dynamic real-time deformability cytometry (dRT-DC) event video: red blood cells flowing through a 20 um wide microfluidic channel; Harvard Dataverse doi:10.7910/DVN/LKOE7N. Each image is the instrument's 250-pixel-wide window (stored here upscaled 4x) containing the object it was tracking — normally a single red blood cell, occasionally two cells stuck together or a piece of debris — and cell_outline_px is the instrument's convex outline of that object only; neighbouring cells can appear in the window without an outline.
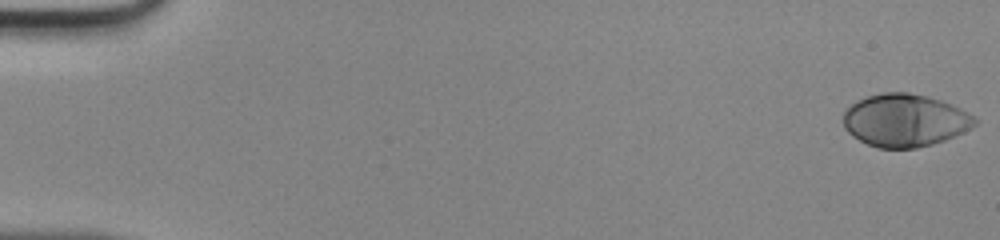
{"species": "human", "species_latin": "Homo sapiens", "temperature_condition": "room temperature", "stored_images_in_passage": 48, "camera_frame_rate_fps": 3000, "um_per_image_px": 0.085, "donor": {"sex": "male"}, "frame": {"image": 1, "passage_image": 1, "time_ms": 0.0, "image_size_px": [1000, 240], "cell_outline_px": [[976, 124], [972, 128], [964, 132], [944, 140], [932, 144], [916, 148], [876, 148], [852, 136], [844, 128], [844, 112], [852, 104], [868, 96], [884, 92], [908, 92], [940, 100], [960, 108], [976, 116]], "centroid_in_image_um": [76.93, 10.24], "position_along_channel_um": 8.1, "area_um2": 40.23}}
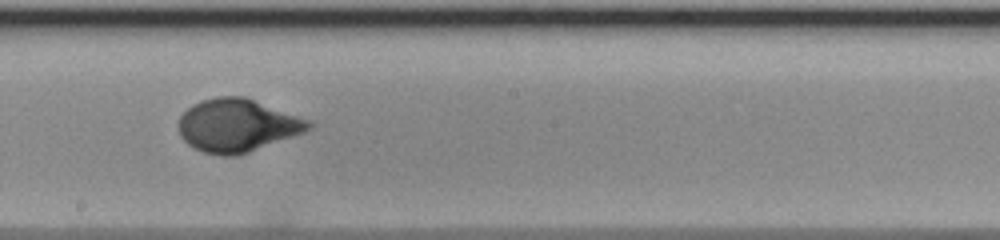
{"frame": {"image": 2, "passage_image": 28, "time_ms": 9.0, "image_size_px": [1000, 240], "cell_outline_px": [[316, 124], [304, 132], [248, 152], [236, 156], [224, 156], [204, 152], [188, 144], [180, 136], [180, 116], [192, 104], [200, 100], [216, 96], [244, 96], [308, 120]], "centroid_in_image_um": [20.15, 10.65], "position_along_channel_um": 228.0, "area_um2": 39.71}}
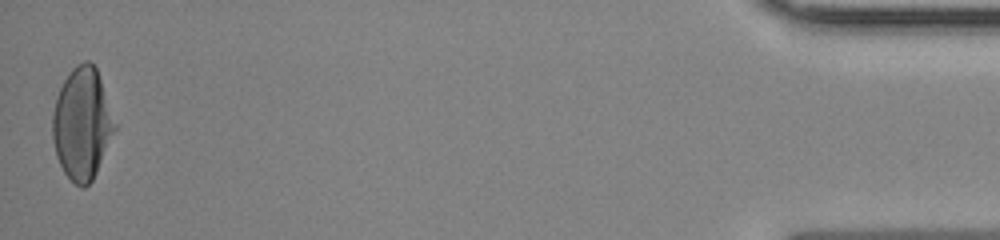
{"frame": {"image": 3, "passage_image": 48, "time_ms": 15.667, "image_size_px": [1000, 240], "cell_outline_px": [[116, 128], [96, 172], [92, 180], [84, 188], [80, 188], [64, 172], [56, 156], [52, 136], [52, 112], [60, 88], [64, 80], [72, 68], [76, 64], [84, 60], [88, 60], [96, 68], [116, 124]], "centroid_in_image_um": [6.96, 10.51], "position_along_channel_um": 428.2, "area_um2": 40.06}}